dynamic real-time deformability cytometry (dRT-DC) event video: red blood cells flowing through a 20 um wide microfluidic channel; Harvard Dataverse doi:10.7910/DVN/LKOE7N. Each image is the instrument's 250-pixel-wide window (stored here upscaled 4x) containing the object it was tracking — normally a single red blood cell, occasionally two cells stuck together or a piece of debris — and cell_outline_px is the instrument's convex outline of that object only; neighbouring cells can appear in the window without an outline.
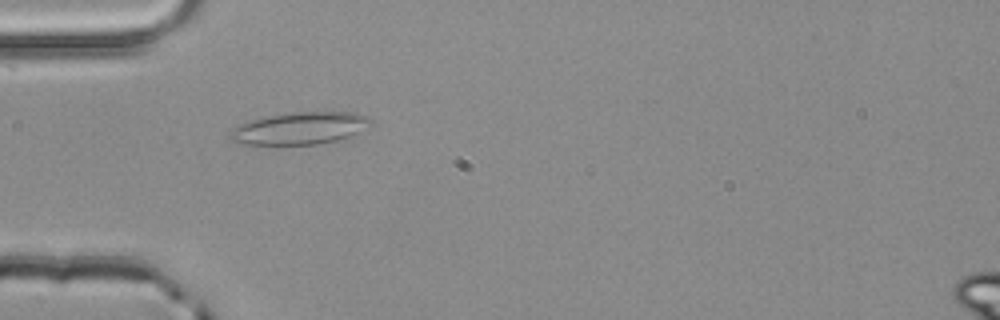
{"species": "common noctule bat (a hibernating species)", "species_latin": "Nyctalus noctula", "temperature_condition": "room temperature", "stored_images_in_passage": 4, "camera_frame_rate_fps": 3000, "um_per_image_px": 0.085, "animal": {"sex": "male", "body_mass_g": 20.4}, "frame": {"image": 1, "passage_image": 3, "time_ms": 0.667, "image_size_px": [1000, 320], "cell_outline_px": [[372, 124], [348, 136], [336, 140], [316, 144], [236, 144], [228, 136], [240, 124], [248, 120], [268, 116], [296, 112], [352, 112], [368, 116], [372, 120]], "centroid_in_image_um": [25.47, 10.9], "position_along_channel_um": 59.5, "area_um2": 26.01}}